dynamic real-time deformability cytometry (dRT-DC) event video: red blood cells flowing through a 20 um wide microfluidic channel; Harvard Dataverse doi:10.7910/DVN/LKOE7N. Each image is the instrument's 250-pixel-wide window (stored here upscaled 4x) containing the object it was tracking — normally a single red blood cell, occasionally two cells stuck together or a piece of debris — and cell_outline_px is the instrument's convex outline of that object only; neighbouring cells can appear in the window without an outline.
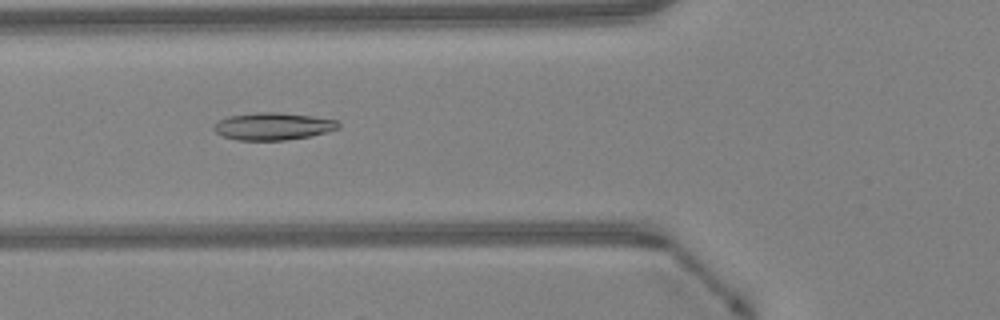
{"species": "Egyptian fruit bat (a non-hibernating species)", "species_latin": "Rousettus aegyptiacus", "temperature_condition": "warm", "stored_images_in_passage": 36, "camera_frame_rate_fps": 3000, "um_per_image_px": 0.085, "animal": {"sex": "female"}, "frame": {"image": 1, "passage_image": 6, "time_ms": 1.667, "image_size_px": [1000, 320], "cell_outline_px": [[340, 128], [308, 136], [284, 140], [236, 140], [224, 136], [216, 132], [212, 128], [220, 120], [228, 116], [256, 112], [276, 112], [312, 116], [340, 120]], "centroid_in_image_um": [23.22, 10.72], "position_along_channel_um": 102.6, "area_um2": 19.71}}
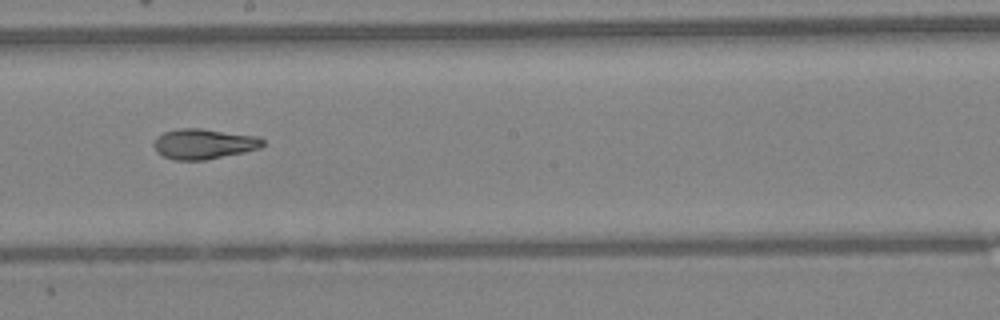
{"frame": {"image": 2, "passage_image": 15, "time_ms": 4.667, "image_size_px": [1000, 320], "cell_outline_px": [[264, 144], [260, 148], [244, 152], [204, 160], [176, 160], [164, 156], [156, 152], [152, 144], [156, 136], [164, 132], [180, 128], [200, 128], [256, 136], [264, 140]], "centroid_in_image_um": [17.28, 12.23], "position_along_channel_um": 230.9, "area_um2": 19.19}}
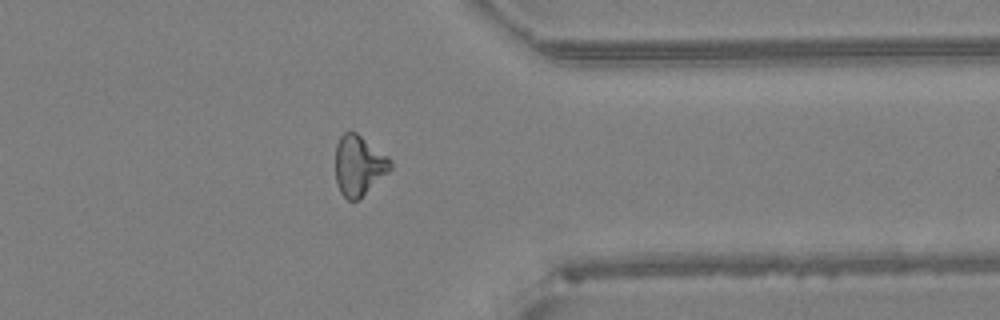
{"frame": {"image": 3, "passage_image": 26, "time_ms": 8.333, "image_size_px": [1000, 320], "cell_outline_px": [[392, 168], [388, 172], [356, 200], [348, 200], [340, 192], [336, 184], [336, 144], [340, 136], [344, 132], [356, 132], [388, 156], [392, 160]], "centroid_in_image_um": [30.49, 14.04], "position_along_channel_um": 380.9, "area_um2": 19.02}, "authors_computed_cell_mechanics": {"area_um2": 19.1029, "velocity_mm_per_s": 4.2919, "shape_relaxation_time_tau1_ms": null, "shape_relaxation_time_tau2_ms": 2.1726, "deformation_change_tau1": null, "deformation_change_tau2": 0.0877}}